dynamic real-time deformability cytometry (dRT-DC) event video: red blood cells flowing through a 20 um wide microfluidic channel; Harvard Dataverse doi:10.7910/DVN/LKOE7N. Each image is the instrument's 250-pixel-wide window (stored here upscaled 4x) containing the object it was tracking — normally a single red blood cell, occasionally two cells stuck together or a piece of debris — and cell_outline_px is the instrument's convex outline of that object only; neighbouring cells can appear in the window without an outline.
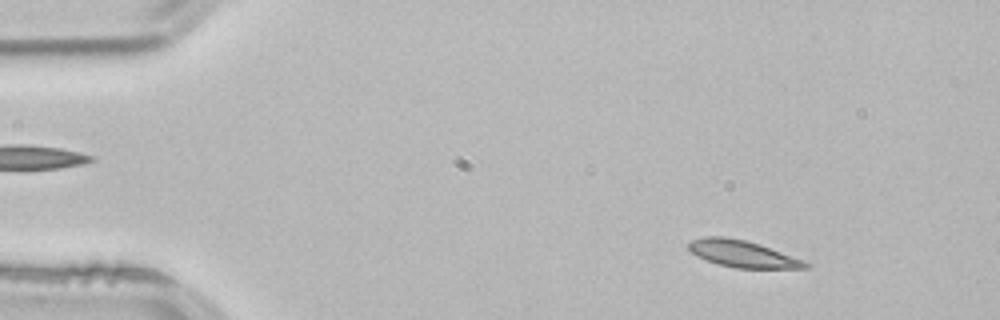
{"species": "common noctule bat (a hibernating species)", "species_latin": "Nyctalus noctula", "temperature_condition": "room temperature", "stored_images_in_passage": 2, "camera_frame_rate_fps": 3000, "um_per_image_px": 0.085, "animal": {"sex": "male", "body_mass_g": 21.5, "forearm_length_mm": 52.0}, "frame": {"image": 1, "passage_image": 1, "time_ms": 0.0, "image_size_px": [1000, 320], "cell_outline_px": [[808, 268], [736, 268], [720, 264], [708, 260], [692, 252], [688, 248], [688, 244], [692, 240], [704, 236], [724, 236], [744, 240], [760, 244], [804, 260], [808, 264]], "centroid_in_image_um": [63.13, 21.56], "position_along_channel_um": 21.9, "area_um2": 17.92}}